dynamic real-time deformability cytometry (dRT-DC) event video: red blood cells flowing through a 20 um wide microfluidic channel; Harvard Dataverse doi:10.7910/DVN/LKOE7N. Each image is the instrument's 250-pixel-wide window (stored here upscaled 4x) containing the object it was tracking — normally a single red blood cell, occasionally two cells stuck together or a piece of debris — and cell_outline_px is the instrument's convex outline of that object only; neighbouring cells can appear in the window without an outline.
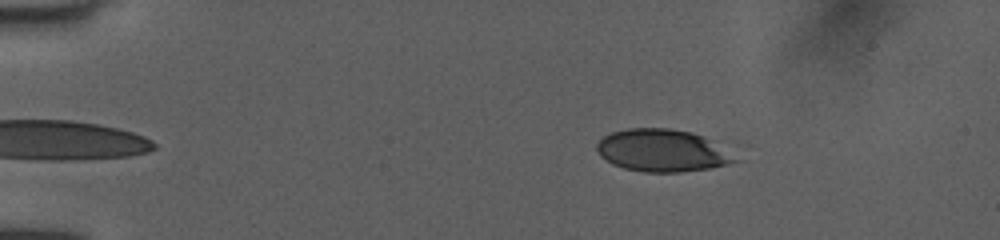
{"species": "human", "species_latin": "Homo sapiens", "temperature_condition": "room temperature", "stored_images_in_passage": 44, "camera_frame_rate_fps": 3000, "um_per_image_px": 0.085, "donor": {"sex": "female"}, "frame": {"image": 1, "passage_image": 2, "time_ms": 0.333, "image_size_px": [1000, 240], "cell_outline_px": [[744, 160], [712, 168], [680, 172], [644, 172], [624, 168], [612, 164], [604, 160], [600, 156], [596, 148], [596, 144], [604, 136], [612, 132], [628, 128], [668, 128], [692, 132], [704, 136], [740, 156]], "centroid_in_image_um": [56.36, 12.8], "position_along_channel_um": 28.6, "area_um2": 34.68}}
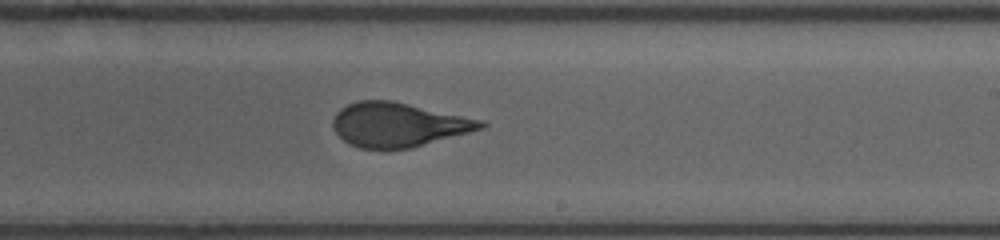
{"frame": {"image": 2, "passage_image": 25, "time_ms": 8.0, "image_size_px": [1000, 240], "cell_outline_px": [[488, 124], [484, 128], [408, 148], [360, 148], [348, 144], [332, 128], [332, 120], [336, 112], [340, 108], [348, 104], [360, 100], [392, 100], [484, 120]], "centroid_in_image_um": [33.83, 10.58], "position_along_channel_um": 255.2, "area_um2": 37.86}}
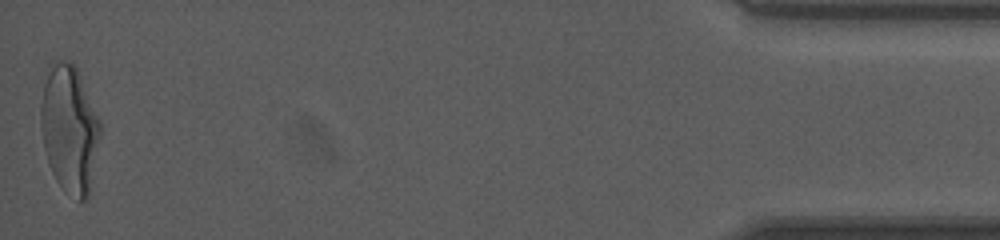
{"frame": {"image": 3, "passage_image": 44, "time_ms": 14.333, "image_size_px": [1000, 240], "cell_outline_px": [[100, 132], [88, 196], [84, 200], [80, 200], [64, 192], [56, 180], [48, 164], [44, 148], [40, 124], [40, 104], [44, 68], [52, 60], [68, 60], [76, 68], [100, 120]], "centroid_in_image_um": [5.84, 10.88], "position_along_channel_um": 429.4, "area_um2": 44.39}, "authors_computed_cell_mechanics": {"area_um2": 38.2636, "velocity_mm_per_s": 4.0607, "shape_relaxation_time_tau1_ms": 8.1597, "shape_relaxation_time_tau2_ms": 0.5615, "deformation_change_tau1": 0.2517, "deformation_change_tau2": 0.0624}}